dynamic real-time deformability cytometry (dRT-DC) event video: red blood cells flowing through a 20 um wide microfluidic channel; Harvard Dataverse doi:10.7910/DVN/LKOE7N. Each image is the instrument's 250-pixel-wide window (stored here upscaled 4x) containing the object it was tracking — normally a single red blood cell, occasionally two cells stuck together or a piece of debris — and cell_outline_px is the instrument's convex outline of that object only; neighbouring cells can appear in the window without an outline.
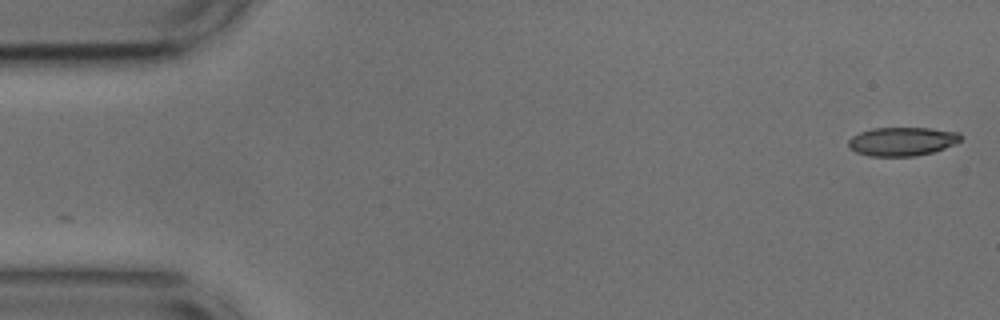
{"species": "common noctule bat (a hibernating species)", "species_latin": "Nyctalus noctula", "temperature_condition": "cold", "stored_images_in_passage": 52, "camera_frame_rate_fps": 3000, "um_per_image_px": 0.085, "animal": {"sex": "male", "body_mass_g": 17.9, "forearm_length_mm": 54.2}, "frame": {"image": 1, "passage_image": 1, "time_ms": 0.0, "image_size_px": [1000, 320], "cell_outline_px": [[960, 140], [944, 148], [932, 152], [916, 156], [868, 156], [856, 152], [848, 148], [848, 140], [852, 136], [860, 132], [872, 128], [932, 128], [960, 132]], "centroid_in_image_um": [76.64, 12.02], "position_along_channel_um": 8.4, "area_um2": 18.79}}
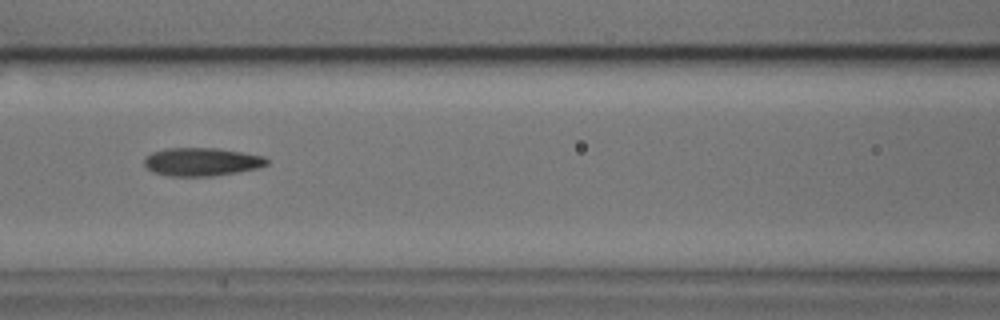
{"frame": {"image": 2, "passage_image": 22, "time_ms": 7.0, "image_size_px": [1000, 320], "cell_outline_px": [[268, 164], [260, 168], [212, 176], [168, 176], [152, 172], [144, 164], [144, 156], [152, 152], [164, 148], [216, 148], [264, 156], [268, 160]], "centroid_in_image_um": [17.11, 13.75], "position_along_channel_um": 149.5, "area_um2": 20.23}}
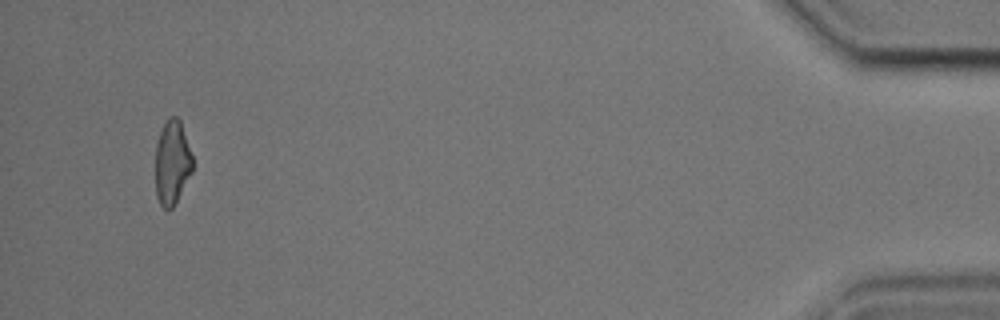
{"frame": {"image": 3, "passage_image": 50, "time_ms": 16.333, "image_size_px": [1000, 320], "cell_outline_px": [[192, 172], [172, 208], [164, 208], [160, 204], [156, 196], [156, 144], [160, 132], [164, 124], [172, 116], [176, 116], [180, 120], [192, 156]], "centroid_in_image_um": [14.62, 13.82], "position_along_channel_um": 420.6, "area_um2": 17.86}, "authors_computed_cell_mechanics": {"area_um2": 19.5364, "velocity_mm_per_s": 3.7539, "shape_relaxation_time_tau1_ms": 6.3282, "shape_relaxation_time_tau2_ms": 2.7013, "deformation_change_tau1": 0.1857, "deformation_change_tau2": 0.1219}}